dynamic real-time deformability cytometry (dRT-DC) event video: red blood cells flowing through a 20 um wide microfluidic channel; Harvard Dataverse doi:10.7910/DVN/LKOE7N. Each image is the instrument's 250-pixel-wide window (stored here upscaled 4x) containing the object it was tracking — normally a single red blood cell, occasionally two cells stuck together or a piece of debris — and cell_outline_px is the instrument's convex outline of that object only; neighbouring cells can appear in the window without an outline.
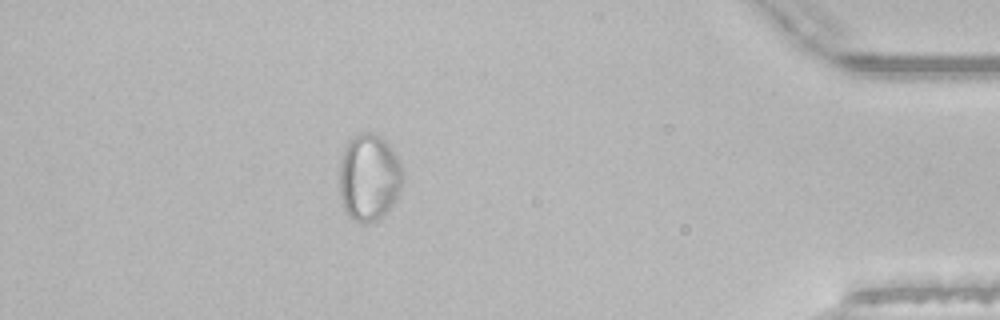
{"species": "common noctule bat (a hibernating species)", "species_latin": "Nyctalus noctula", "temperature_condition": "room temperature", "stored_images_in_passage": 38, "segment_of_instrument_passage": [2, 2], "camera_frame_rate_fps": 3000, "um_per_image_px": 0.085, "animal": {"sex": "male", "body_mass_g": 21.5, "forearm_length_mm": 52.0}, "frame": {"image": 1, "passage_image": 32, "time_ms": 10.333, "image_size_px": [1000, 320], "cell_outline_px": [[400, 188], [396, 196], [388, 208], [376, 220], [364, 224], [348, 216], [344, 208], [340, 196], [340, 156], [348, 140], [360, 132], [372, 132], [380, 136], [388, 144], [396, 156], [400, 164]], "centroid_in_image_um": [31.3, 15.04], "position_along_channel_um": 403.9, "area_um2": 31.5}}